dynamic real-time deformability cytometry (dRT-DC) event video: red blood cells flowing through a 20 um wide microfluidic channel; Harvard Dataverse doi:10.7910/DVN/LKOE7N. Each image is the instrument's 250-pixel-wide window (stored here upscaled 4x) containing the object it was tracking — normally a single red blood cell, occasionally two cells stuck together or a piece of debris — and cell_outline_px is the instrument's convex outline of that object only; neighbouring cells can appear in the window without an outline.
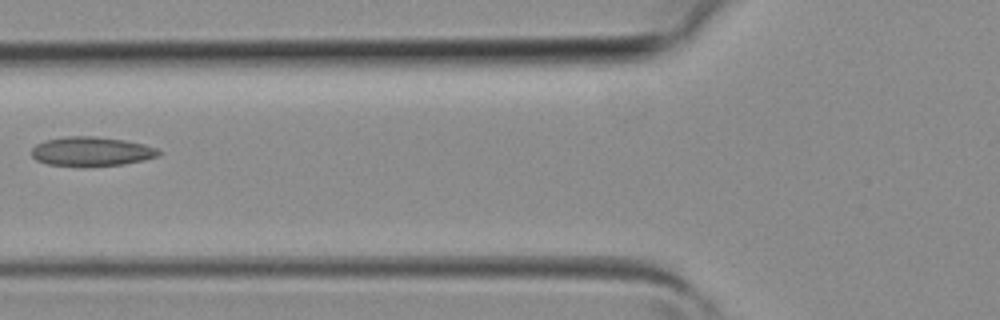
{"species": "common noctule bat (a hibernating species)", "species_latin": "Nyctalus noctula", "temperature_condition": "room temperature", "stored_images_in_passage": 3, "camera_frame_rate_fps": 3000, "um_per_image_px": 0.085, "animal": {"sex": "female", "body_mass_g": 19.3, "forearm_length_mm": 54.1}, "frame": {"image": 1, "passage_image": 3, "time_ms": 0.667, "image_size_px": [1000, 320], "cell_outline_px": [[160, 156], [144, 160], [124, 164], [84, 168], [80, 168], [48, 164], [36, 160], [32, 156], [32, 148], [36, 144], [44, 140], [68, 136], [96, 136], [124, 140], [144, 144], [156, 148], [160, 152]], "centroid_in_image_um": [7.76, 12.9], "position_along_channel_um": 118.0, "area_um2": 22.2}}